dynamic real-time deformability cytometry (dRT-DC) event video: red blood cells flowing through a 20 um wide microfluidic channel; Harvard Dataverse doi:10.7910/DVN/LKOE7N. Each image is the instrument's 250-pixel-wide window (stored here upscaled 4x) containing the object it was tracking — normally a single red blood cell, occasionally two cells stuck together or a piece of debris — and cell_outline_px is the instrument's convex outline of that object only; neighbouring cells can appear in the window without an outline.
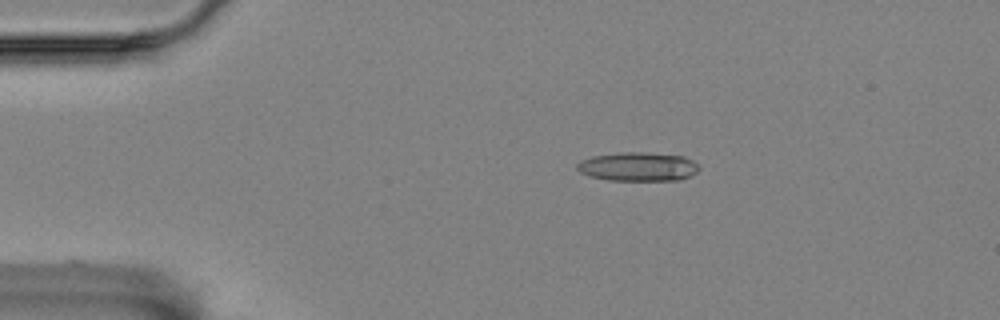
{"species": "Egyptian fruit bat (a non-hibernating species)", "species_latin": "Rousettus aegyptiacus", "temperature_condition": "room temperature", "stored_images_in_passage": 2, "camera_frame_rate_fps": 3000, "um_per_image_px": 0.085, "animal": {"sex": "female"}, "frame": {"image": 1, "passage_image": 1, "time_ms": 0.0, "image_size_px": [1000, 320], "cell_outline_px": [[700, 168], [696, 172], [680, 180], [608, 180], [588, 176], [580, 172], [576, 168], [576, 164], [580, 160], [592, 156], [620, 152], [644, 152], [684, 156], [692, 160]], "centroid_in_image_um": [54.19, 14.16], "position_along_channel_um": 30.8, "area_um2": 20.58}}